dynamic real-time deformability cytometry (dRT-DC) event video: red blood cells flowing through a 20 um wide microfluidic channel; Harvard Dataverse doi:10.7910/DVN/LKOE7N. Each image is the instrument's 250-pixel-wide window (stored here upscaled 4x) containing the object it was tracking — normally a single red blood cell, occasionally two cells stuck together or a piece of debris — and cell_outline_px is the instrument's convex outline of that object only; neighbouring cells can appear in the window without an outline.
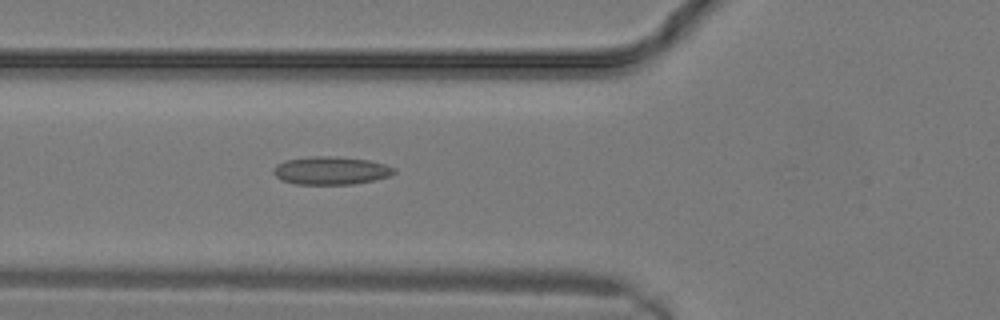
{"species": "common noctule bat (a hibernating species)", "species_latin": "Nyctalus noctula", "temperature_condition": "warm", "stored_images_in_passage": 2, "camera_frame_rate_fps": 3000, "um_per_image_px": 0.085, "animal": {"sex": "male", "body_mass_g": 19.2, "forearm_length_mm": 51.8}, "frame": {"image": 1, "passage_image": 2, "time_ms": 0.333, "image_size_px": [1000, 320], "cell_outline_px": [[396, 172], [392, 176], [352, 184], [296, 184], [280, 180], [272, 172], [272, 168], [276, 164], [284, 160], [316, 156], [336, 156], [368, 160], [384, 164], [396, 168]], "centroid_in_image_um": [28.11, 14.49], "position_along_channel_um": 97.7, "area_um2": 19.83}}